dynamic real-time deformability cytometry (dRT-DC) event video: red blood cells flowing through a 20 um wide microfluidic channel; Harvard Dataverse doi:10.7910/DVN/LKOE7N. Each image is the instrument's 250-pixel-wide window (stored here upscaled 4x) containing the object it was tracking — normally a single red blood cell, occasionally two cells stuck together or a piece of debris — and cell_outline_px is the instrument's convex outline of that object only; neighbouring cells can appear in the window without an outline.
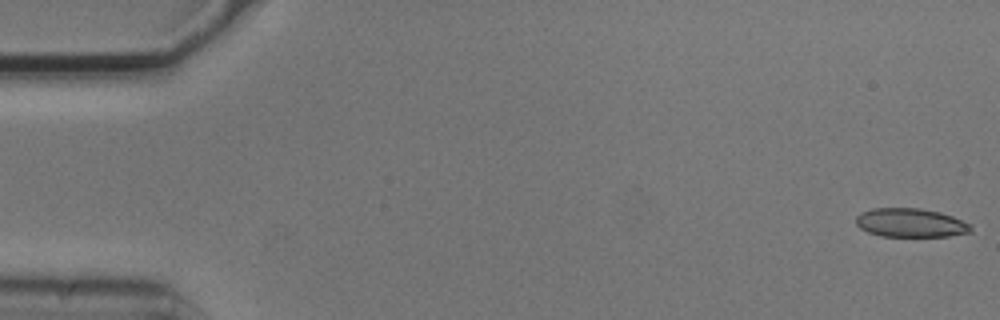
{"species": "common noctule bat (a hibernating species)", "species_latin": "Nyctalus noctula", "temperature_condition": "cold", "stored_images_in_passage": 5, "camera_frame_rate_fps": 3000, "um_per_image_px": 0.085, "animal": {"sex": "male", "body_mass_g": 20.5, "forearm_length_mm": 52.5}, "frame": {"image": 1, "passage_image": 1, "time_ms": 0.0, "image_size_px": [1000, 320], "cell_outline_px": [[972, 232], [948, 236], [880, 236], [868, 232], [860, 228], [856, 224], [856, 216], [860, 212], [872, 208], [920, 208], [940, 212], [952, 216], [972, 224]], "centroid_in_image_um": [77.4, 18.93], "position_along_channel_um": 7.6, "area_um2": 19.42}}
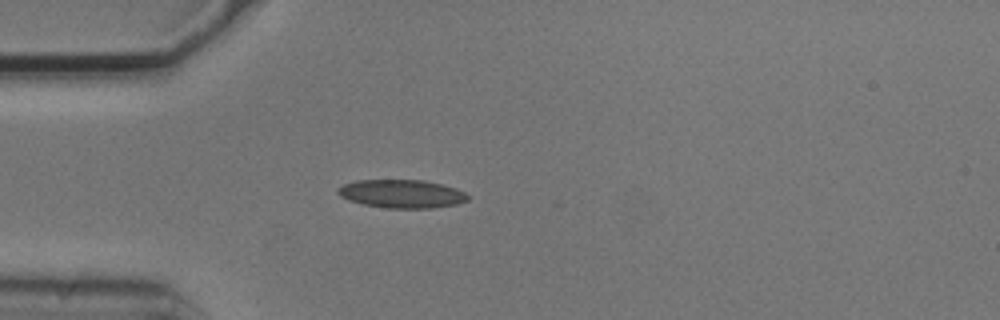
{"frame": {"image": 2, "passage_image": 5, "time_ms": 1.333, "image_size_px": [1000, 320], "cell_outline_px": [[468, 200], [456, 204], [432, 208], [388, 208], [364, 204], [348, 200], [340, 196], [336, 192], [336, 188], [344, 184], [356, 180], [424, 180], [456, 188], [464, 192], [468, 196]], "centroid_in_image_um": [34.12, 16.47], "position_along_channel_um": 50.9, "area_um2": 21.39}}